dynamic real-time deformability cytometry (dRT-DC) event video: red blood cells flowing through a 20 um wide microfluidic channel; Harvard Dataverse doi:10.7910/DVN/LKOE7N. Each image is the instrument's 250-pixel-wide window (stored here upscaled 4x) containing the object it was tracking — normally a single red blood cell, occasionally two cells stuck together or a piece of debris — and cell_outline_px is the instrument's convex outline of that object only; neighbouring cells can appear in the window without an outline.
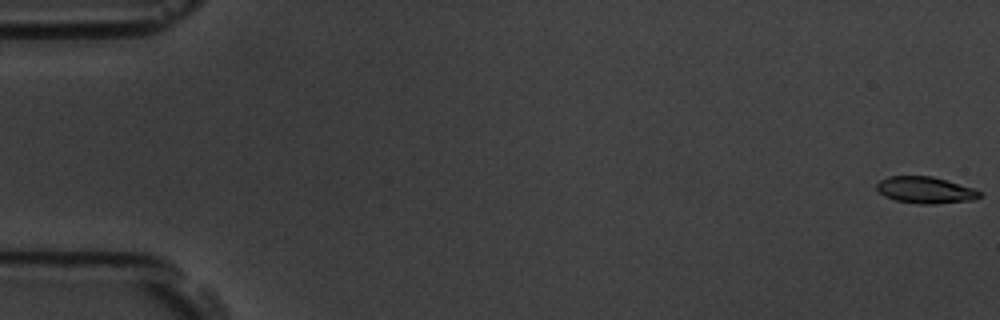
{"species": "common noctule bat (a hibernating species)", "species_latin": "Nyctalus noctula", "temperature_condition": "room temperature", "stored_images_in_passage": 6, "camera_frame_rate_fps": 3000, "um_per_image_px": 0.085, "animal": {"sex": "male", "body_mass_g": 19.5, "forearm_length_mm": 54.6}, "frame": {"image": 1, "passage_image": 1, "time_ms": 0.0, "image_size_px": [1000, 320], "cell_outline_px": [[980, 196], [976, 200], [936, 204], [920, 204], [896, 200], [884, 196], [876, 188], [876, 184], [880, 180], [888, 176], [932, 176], [972, 188], [980, 192]], "centroid_in_image_um": [78.64, 16.16], "position_along_channel_um": 6.4, "area_um2": 15.9}}
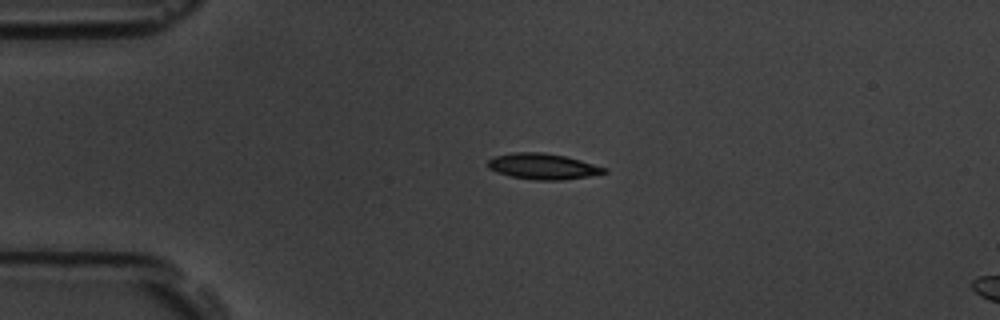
{"frame": {"image": 2, "passage_image": 4, "time_ms": 1.0, "image_size_px": [1000, 320], "cell_outline_px": [[608, 172], [588, 176], [564, 180], [536, 180], [512, 176], [496, 172], [488, 168], [488, 160], [496, 156], [512, 152], [544, 152], [564, 156], [580, 160], [608, 168]], "centroid_in_image_um": [46.16, 14.14], "position_along_channel_um": 38.8, "area_um2": 17.46}}